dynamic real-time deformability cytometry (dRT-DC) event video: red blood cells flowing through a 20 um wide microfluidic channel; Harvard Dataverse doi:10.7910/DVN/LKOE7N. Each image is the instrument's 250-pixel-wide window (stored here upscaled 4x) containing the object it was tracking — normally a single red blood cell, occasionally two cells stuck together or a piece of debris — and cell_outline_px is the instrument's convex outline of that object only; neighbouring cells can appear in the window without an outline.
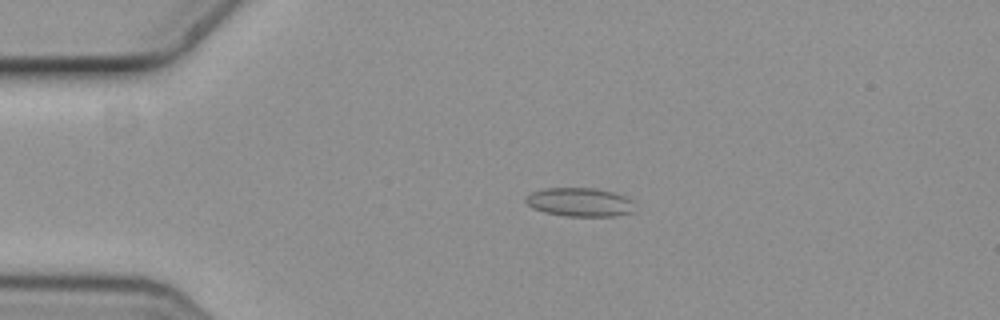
{"species": "common noctule bat (a hibernating species)", "species_latin": "Nyctalus noctula", "temperature_condition": "cold", "stored_images_in_passage": 5, "camera_frame_rate_fps": 3000, "um_per_image_px": 0.085, "animal": {"sex": "female", "body_mass_g": 19.3, "forearm_length_mm": 54.1}, "frame": {"image": 1, "passage_image": 3, "time_ms": 0.667, "image_size_px": [1000, 320], "cell_outline_px": [[636, 212], [616, 216], [564, 216], [544, 212], [532, 208], [524, 200], [524, 196], [532, 192], [544, 188], [596, 188], [612, 192], [624, 196], [632, 200]], "centroid_in_image_um": [49.28, 17.19], "position_along_channel_um": 35.7, "area_um2": 18.5}}
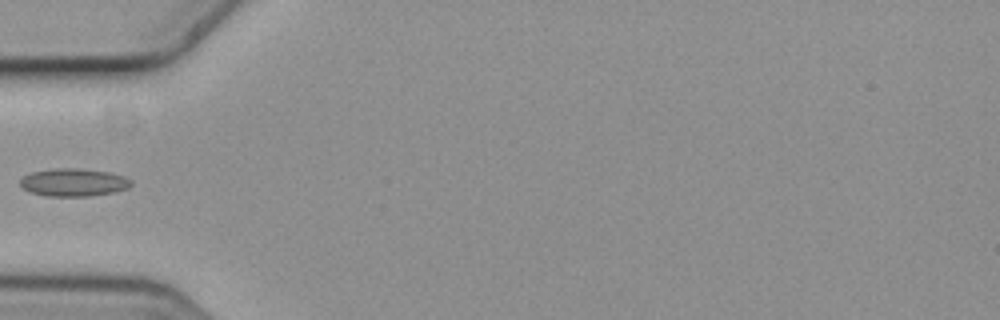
{"frame": {"image": 2, "passage_image": 5, "time_ms": 1.333, "image_size_px": [1000, 320], "cell_outline_px": [[132, 184], [128, 188], [116, 192], [88, 196], [48, 196], [28, 192], [20, 184], [20, 180], [24, 176], [32, 172], [56, 168], [80, 168], [108, 172], [124, 176], [132, 180]], "centroid_in_image_um": [6.28, 15.5], "position_along_channel_um": 78.7, "area_um2": 18.03}}